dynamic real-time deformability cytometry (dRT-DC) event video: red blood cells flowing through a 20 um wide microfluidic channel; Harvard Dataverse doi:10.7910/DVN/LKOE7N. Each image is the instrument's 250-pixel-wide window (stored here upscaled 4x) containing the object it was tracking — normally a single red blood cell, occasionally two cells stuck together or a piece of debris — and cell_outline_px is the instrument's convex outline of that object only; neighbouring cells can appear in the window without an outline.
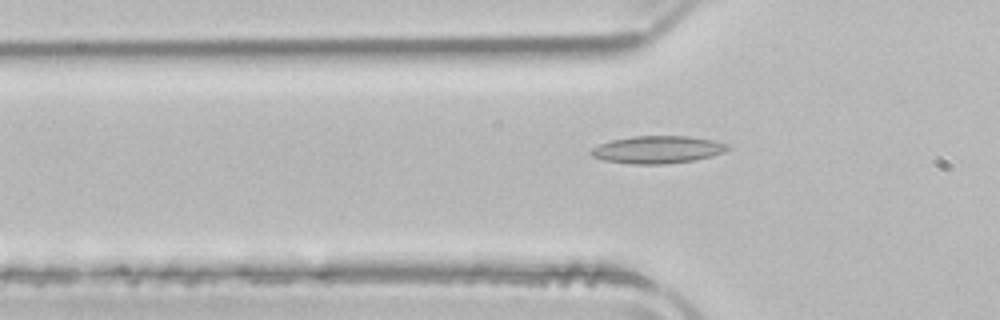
{"species": "common noctule bat (a hibernating species)", "species_latin": "Nyctalus noctula", "temperature_condition": "room temperature", "stored_images_in_passage": 41, "camera_frame_rate_fps": 3000, "um_per_image_px": 0.085, "animal": {"sex": "male", "body_mass_g": 21.5, "forearm_length_mm": 52.0}, "frame": {"image": 1, "passage_image": 8, "time_ms": 2.333, "image_size_px": [1000, 320], "cell_outline_px": [[732, 148], [724, 152], [712, 156], [696, 160], [664, 164], [632, 164], [604, 160], [592, 156], [592, 148], [600, 144], [612, 140], [632, 136], [688, 136], [712, 140], [728, 144]], "centroid_in_image_um": [55.94, 12.72], "position_along_channel_um": 69.9, "area_um2": 21.85}}
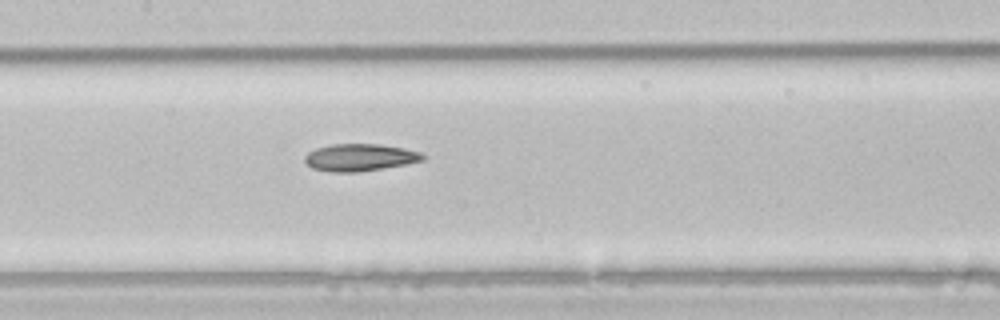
{"frame": {"image": 2, "passage_image": 16, "time_ms": 5.0, "image_size_px": [1000, 320], "cell_outline_px": [[424, 160], [404, 164], [356, 172], [332, 172], [312, 168], [304, 160], [304, 156], [308, 152], [316, 148], [332, 144], [380, 144], [404, 148], [420, 152], [424, 156]], "centroid_in_image_um": [30.55, 13.37], "position_along_channel_um": 176.8, "area_um2": 18.5}}
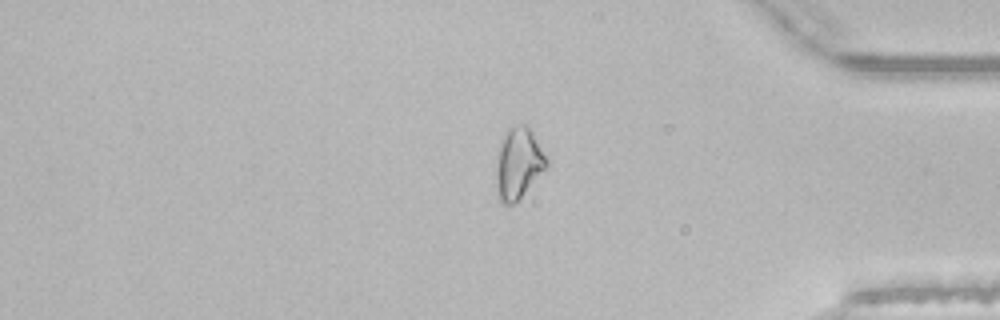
{"frame": {"image": 3, "passage_image": 34, "time_ms": 11.0, "image_size_px": [1000, 320], "cell_outline_px": [[548, 168], [512, 204], [504, 204], [496, 196], [496, 168], [500, 148], [504, 136], [508, 128], [516, 124], [528, 124], [532, 128], [548, 160]], "centroid_in_image_um": [44.09, 13.85], "position_along_channel_um": 391.1, "area_um2": 20.92}}